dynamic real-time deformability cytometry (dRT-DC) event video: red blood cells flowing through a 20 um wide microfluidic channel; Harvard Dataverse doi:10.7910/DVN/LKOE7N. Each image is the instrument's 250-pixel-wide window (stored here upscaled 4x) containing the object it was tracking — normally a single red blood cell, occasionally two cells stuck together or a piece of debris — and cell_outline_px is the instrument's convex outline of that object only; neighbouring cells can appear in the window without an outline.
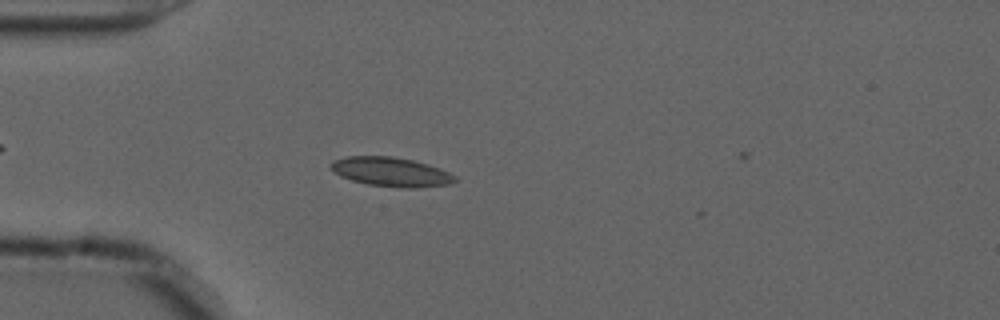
{"species": "common noctule bat (a hibernating species)", "species_latin": "Nyctalus noctula", "temperature_condition": "cold", "stored_images_in_passage": 11, "camera_frame_rate_fps": 3000, "um_per_image_px": 0.085, "animal": {"sex": "male", "forearm_length_mm": 52.5}, "frame": {"image": 1, "passage_image": 9, "time_ms": 2.667, "image_size_px": [1000, 320], "cell_outline_px": [[460, 180], [448, 184], [416, 188], [400, 188], [368, 184], [352, 180], [340, 176], [328, 164], [332, 160], [344, 156], [392, 156], [412, 160], [428, 164], [440, 168], [456, 176]], "centroid_in_image_um": [33.25, 14.6], "position_along_channel_um": 51.8, "area_um2": 21.27}}